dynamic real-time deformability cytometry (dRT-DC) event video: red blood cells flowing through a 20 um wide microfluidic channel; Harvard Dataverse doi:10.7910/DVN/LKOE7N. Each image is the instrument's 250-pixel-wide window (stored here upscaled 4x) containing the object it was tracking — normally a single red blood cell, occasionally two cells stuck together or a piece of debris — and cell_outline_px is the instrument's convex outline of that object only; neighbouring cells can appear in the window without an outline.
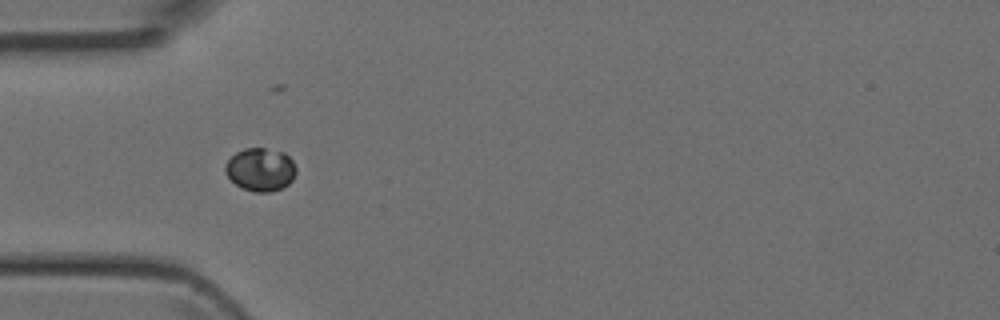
{"species": "Egyptian fruit bat (a non-hibernating species)", "species_latin": "Rousettus aegyptiacus", "temperature_condition": "room temperature", "stored_images_in_passage": 7, "camera_frame_rate_fps": 3000, "um_per_image_px": 0.085, "animal": {"sex": "female"}, "frame": {"image": 1, "passage_image": 5, "time_ms": 1.333, "image_size_px": [1000, 320], "cell_outline_px": [[296, 172], [292, 180], [288, 184], [272, 192], [256, 192], [244, 188], [236, 184], [224, 172], [224, 164], [236, 152], [244, 148], [264, 148], [284, 152], [292, 160], [296, 168]], "centroid_in_image_um": [22.13, 14.4], "position_along_channel_um": 62.9, "area_um2": 17.74}}
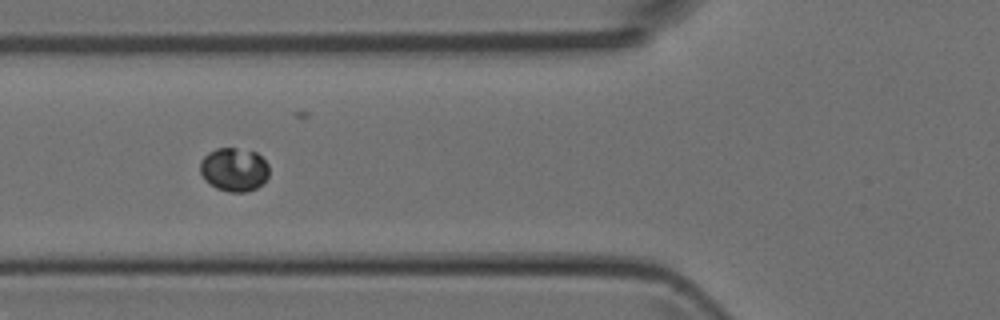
{"frame": {"image": 2, "passage_image": 6, "time_ms": 1.667, "image_size_px": [1000, 320], "cell_outline_px": [[268, 176], [256, 188], [244, 192], [228, 192], [216, 188], [204, 180], [200, 172], [200, 160], [208, 152], [216, 148], [236, 148], [256, 152], [268, 164]], "centroid_in_image_um": [19.86, 14.4], "position_along_channel_um": 105.9, "area_um2": 17.51}}
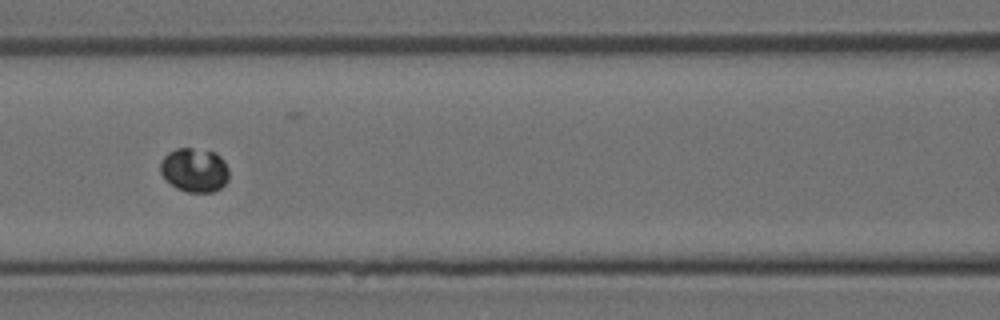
{"frame": {"image": 3, "passage_image": 7, "time_ms": 2.0, "image_size_px": [1000, 320], "cell_outline_px": [[228, 180], [220, 188], [212, 192], [188, 192], [176, 188], [164, 180], [160, 172], [160, 160], [168, 152], [176, 148], [192, 148], [216, 152], [224, 160], [228, 168]], "centroid_in_image_um": [16.5, 14.45], "position_along_channel_um": 150.1, "area_um2": 17.86}}